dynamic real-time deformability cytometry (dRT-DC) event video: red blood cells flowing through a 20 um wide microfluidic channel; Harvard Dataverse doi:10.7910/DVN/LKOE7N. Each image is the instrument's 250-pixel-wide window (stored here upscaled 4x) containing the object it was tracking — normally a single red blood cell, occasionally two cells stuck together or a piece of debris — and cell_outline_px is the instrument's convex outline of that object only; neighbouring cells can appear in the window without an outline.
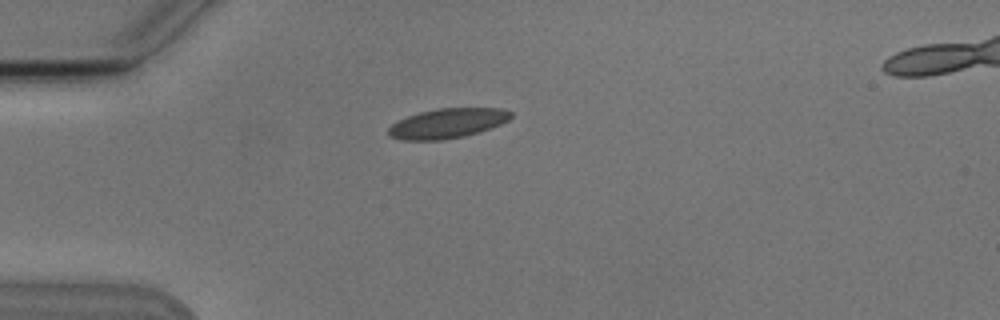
{"species": "Egyptian fruit bat (a non-hibernating species)", "species_latin": "Rousettus aegyptiacus", "temperature_condition": "cold", "stored_images_in_passage": 3, "camera_frame_rate_fps": 3000, "um_per_image_px": 0.085, "animal": {"sex": "male"}, "frame": {"image": 1, "passage_image": 1, "time_ms": 0.0, "image_size_px": [1000, 320], "cell_outline_px": [[512, 116], [508, 120], [500, 124], [464, 136], [440, 140], [400, 140], [388, 136], [388, 128], [392, 124], [408, 116], [420, 112], [440, 108], [500, 108], [512, 112]], "centroid_in_image_um": [38.0, 10.48], "position_along_channel_um": 47.0, "area_um2": 20.98}}
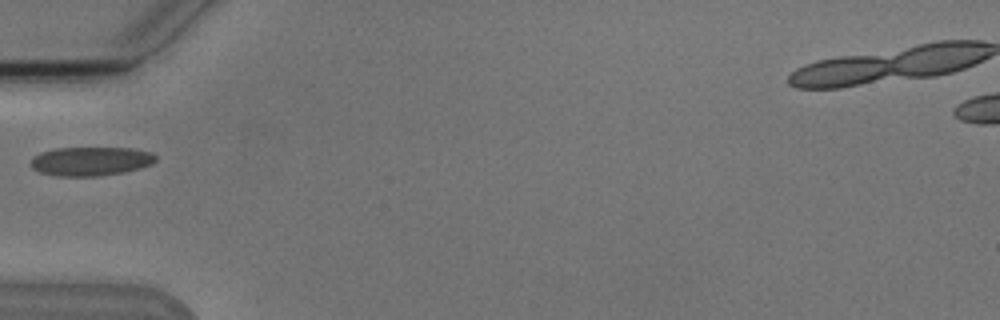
{"frame": {"image": 2, "passage_image": 2, "time_ms": 1.333, "image_size_px": [1000, 320], "cell_outline_px": [[156, 160], [152, 164], [140, 168], [124, 172], [100, 176], [56, 176], [40, 172], [32, 168], [32, 156], [40, 152], [56, 148], [132, 148], [152, 152], [156, 156]], "centroid_in_image_um": [7.72, 13.7], "position_along_channel_um": 77.3, "area_um2": 21.15}}